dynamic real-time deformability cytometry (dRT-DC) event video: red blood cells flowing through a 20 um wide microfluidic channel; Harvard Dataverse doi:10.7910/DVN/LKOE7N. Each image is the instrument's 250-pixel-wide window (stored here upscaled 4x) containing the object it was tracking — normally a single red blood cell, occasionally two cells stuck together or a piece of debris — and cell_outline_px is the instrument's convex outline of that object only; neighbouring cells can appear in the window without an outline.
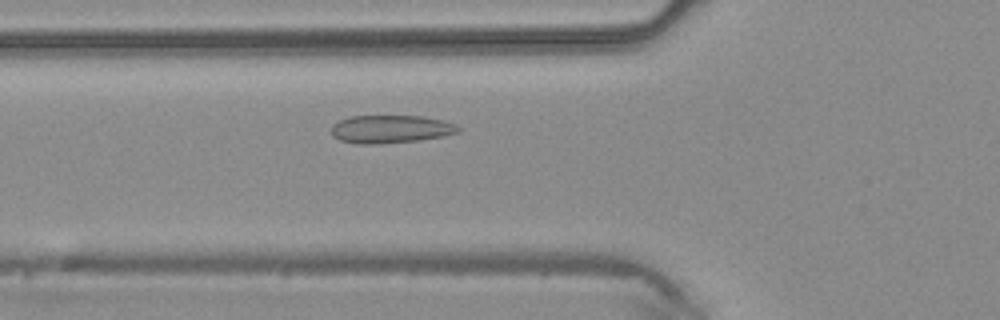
{"species": "common noctule bat (a hibernating species)", "species_latin": "Nyctalus noctula", "temperature_condition": "warm", "stored_images_in_passage": 41, "camera_frame_rate_fps": 3000, "um_per_image_px": 0.085, "animal": {"sex": "male", "body_mass_g": 20.4}, "frame": {"image": 1, "passage_image": 12, "time_ms": 3.667, "image_size_px": [1000, 320], "cell_outline_px": [[460, 132], [444, 136], [420, 140], [376, 144], [356, 144], [340, 140], [332, 136], [332, 124], [340, 120], [352, 116], [420, 116], [444, 120], [456, 124], [460, 128]], "centroid_in_image_um": [33.22, 10.98], "position_along_channel_um": 92.6, "area_um2": 20.81}}
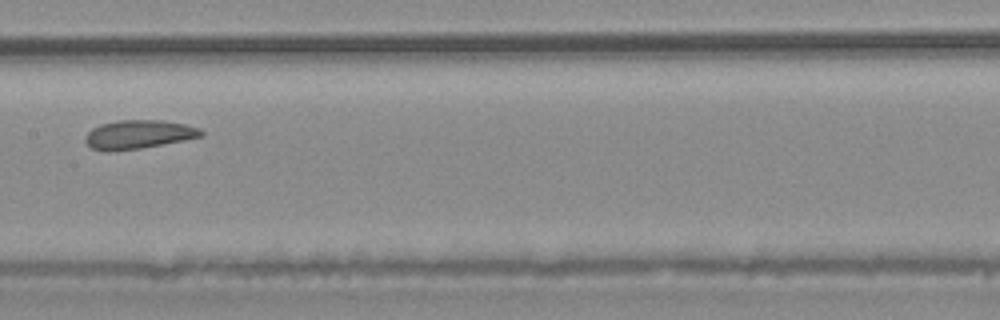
{"frame": {"image": 2, "passage_image": 19, "time_ms": 6.0, "image_size_px": [1000, 320], "cell_outline_px": [[204, 136], [184, 140], [140, 148], [108, 152], [104, 152], [92, 148], [84, 140], [84, 136], [92, 128], [100, 124], [116, 120], [160, 120], [184, 124], [200, 128], [204, 132]], "centroid_in_image_um": [11.75, 11.43], "position_along_channel_um": 195.7, "area_um2": 19.48}}
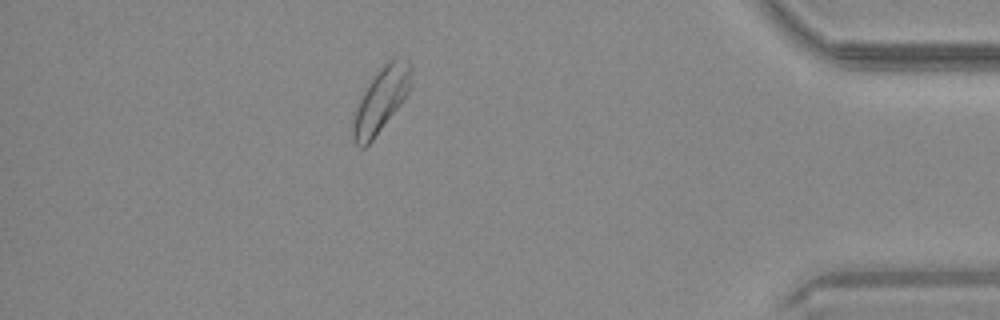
{"frame": {"image": 3, "passage_image": 36, "time_ms": 11.667, "image_size_px": [1000, 320], "cell_outline_px": [[412, 68], [408, 92], [400, 104], [372, 140], [364, 148], [360, 148], [352, 140], [352, 124], [356, 108], [368, 84], [376, 72], [384, 64], [396, 56], [408, 60], [412, 64]], "centroid_in_image_um": [32.38, 8.48], "position_along_channel_um": 402.8, "area_um2": 21.44}}